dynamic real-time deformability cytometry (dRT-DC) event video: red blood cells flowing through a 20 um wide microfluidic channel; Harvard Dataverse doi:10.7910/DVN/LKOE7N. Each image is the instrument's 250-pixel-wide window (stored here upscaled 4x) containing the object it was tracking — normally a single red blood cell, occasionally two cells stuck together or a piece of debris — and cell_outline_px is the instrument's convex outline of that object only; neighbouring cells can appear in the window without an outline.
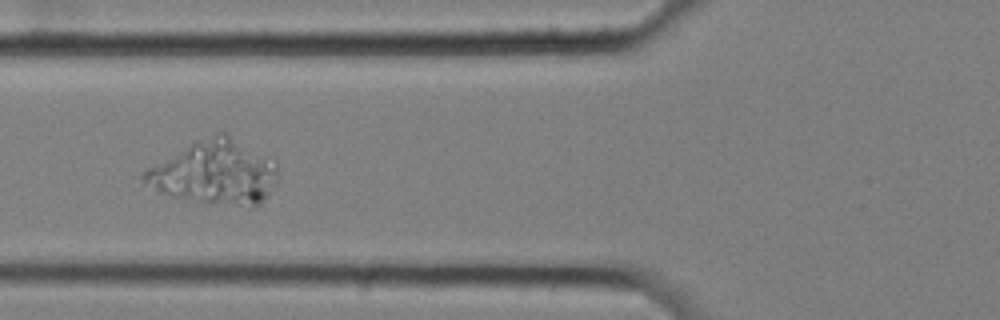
{"species": "common noctule bat (a hibernating species)", "species_latin": "Nyctalus noctula", "temperature_condition": "cold", "stored_images_in_passage": 51, "camera_frame_rate_fps": 3000, "um_per_image_px": 0.085, "animal": {"sex": "female", "body_mass_g": 25.1}, "frame": {"image": 1, "passage_image": 15, "time_ms": 4.667, "image_size_px": [1000, 320], "cell_outline_px": [[276, 184], [268, 196], [260, 204], [236, 204], [172, 196], [160, 192], [144, 184], [136, 176], [148, 168], [196, 140], [220, 132], [228, 132], [276, 164]], "centroid_in_image_um": [18.22, 14.62], "position_along_channel_um": 107.6, "area_um2": 48.49}}
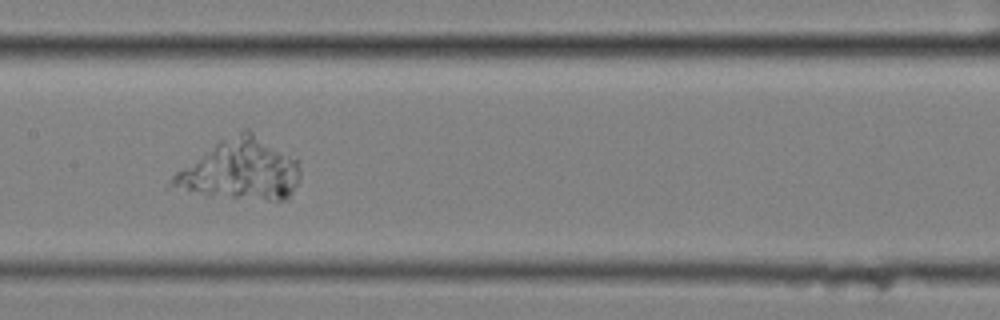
{"frame": {"image": 2, "passage_image": 22, "time_ms": 7.0, "image_size_px": [1000, 320], "cell_outline_px": [[300, 180], [288, 200], [268, 200], [232, 196], [164, 188], [172, 176], [176, 172], [220, 140], [244, 128], [248, 128], [296, 156], [300, 168]], "centroid_in_image_um": [20.51, 14.39], "position_along_channel_um": 186.9, "area_um2": 45.2}}
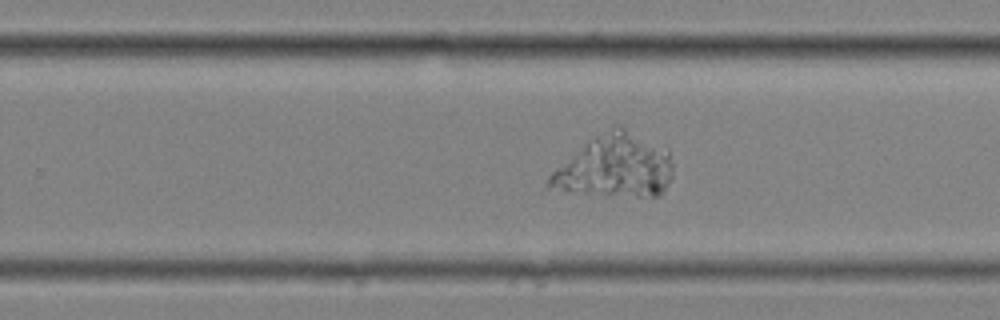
{"frame": {"image": 3, "passage_image": 30, "time_ms": 9.667, "image_size_px": [1000, 320], "cell_outline_px": [[672, 176], [664, 192], [660, 196], [636, 196], [540, 192], [548, 176], [552, 172], [588, 140], [616, 124], [620, 124], [668, 152], [672, 164]], "centroid_in_image_um": [52.16, 14.19], "position_along_channel_um": 277.6, "area_um2": 45.84}}